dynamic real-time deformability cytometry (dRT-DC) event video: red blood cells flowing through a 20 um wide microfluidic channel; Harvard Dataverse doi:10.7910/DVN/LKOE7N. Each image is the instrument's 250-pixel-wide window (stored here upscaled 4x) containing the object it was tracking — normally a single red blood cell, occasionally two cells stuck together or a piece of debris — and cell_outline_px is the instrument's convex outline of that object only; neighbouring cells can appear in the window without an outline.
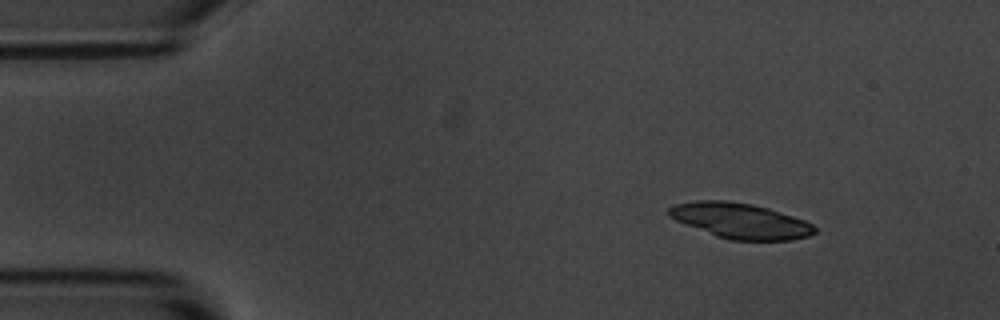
{"species": "common noctule bat (a hibernating species)", "species_latin": "Nyctalus noctula", "temperature_condition": "room temperature", "stored_images_in_passage": 10, "camera_frame_rate_fps": 3000, "um_per_image_px": 0.085, "animal": {"sex": "male", "body_mass_g": 20.1, "forearm_length_mm": 53.5}, "frame": {"image": 1, "passage_image": 1, "time_ms": 0.0, "image_size_px": [1000, 320], "cell_outline_px": [[816, 232], [808, 236], [792, 240], [728, 240], [716, 236], [676, 220], [668, 216], [668, 208], [676, 204], [696, 200], [724, 200], [752, 204], [768, 208], [804, 220], [812, 224], [816, 228]], "centroid_in_image_um": [62.93, 18.76], "position_along_channel_um": 22.1, "area_um2": 29.88}}
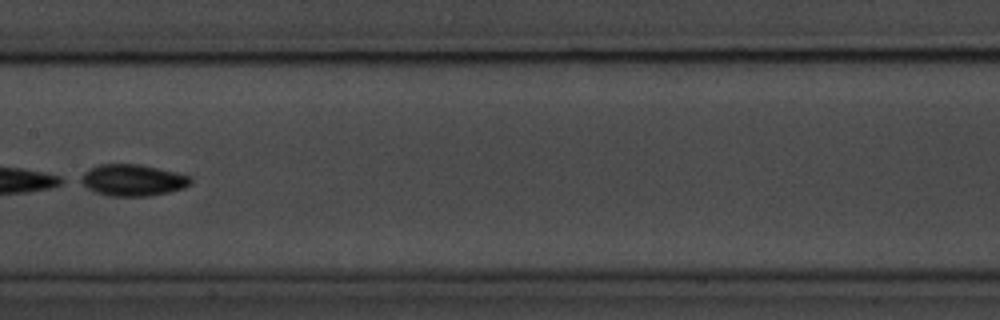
{"frame": {"image": 2, "passage_image": 7, "time_ms": 7.0, "image_size_px": [1000, 320], "cell_outline_px": [[192, 180], [184, 188], [168, 192], [148, 196], [108, 196], [96, 192], [88, 188], [76, 180], [88, 168], [100, 164], [140, 164], [188, 176]], "centroid_in_image_um": [11.19, 15.31], "position_along_channel_um": 196.2, "area_um2": 20.06}}
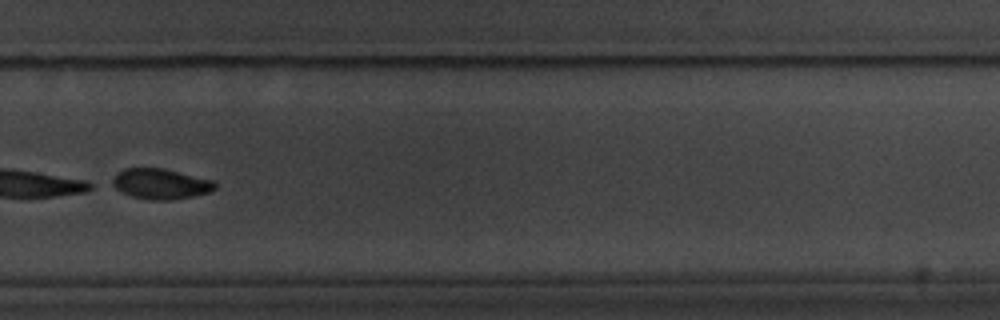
{"frame": {"image": 3, "passage_image": 10, "time_ms": 10.333, "image_size_px": [1000, 320], "cell_outline_px": [[216, 188], [212, 192], [172, 200], [152, 200], [132, 196], [108, 184], [124, 168], [160, 168], [212, 180], [216, 184]], "centroid_in_image_um": [13.66, 15.64], "position_along_channel_um": 316.1, "area_um2": 17.92}}